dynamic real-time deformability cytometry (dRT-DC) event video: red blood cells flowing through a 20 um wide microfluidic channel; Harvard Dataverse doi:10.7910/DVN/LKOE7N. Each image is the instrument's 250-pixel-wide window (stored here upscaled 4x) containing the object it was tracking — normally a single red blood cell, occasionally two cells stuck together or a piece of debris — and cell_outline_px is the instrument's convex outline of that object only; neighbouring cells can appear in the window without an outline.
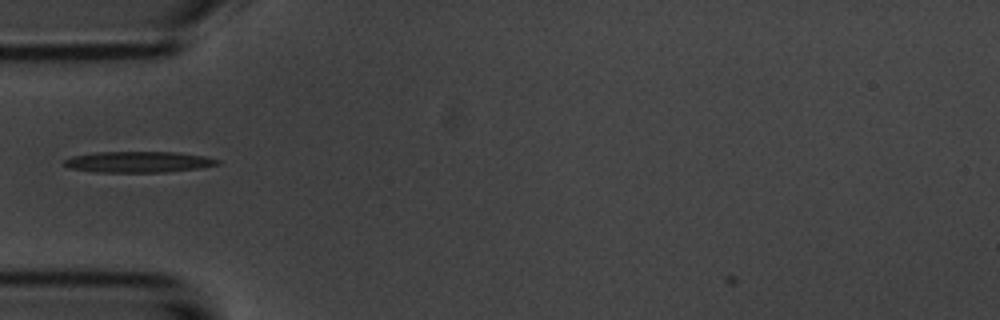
{"species": "common noctule bat (a hibernating species)", "species_latin": "Nyctalus noctula", "temperature_condition": "room temperature", "stored_images_in_passage": 39, "camera_frame_rate_fps": 3000, "um_per_image_px": 0.085, "animal": {"sex": "male", "body_mass_g": 20.1, "forearm_length_mm": 53.5}, "frame": {"image": 1, "passage_image": 3, "time_ms": 0.667, "image_size_px": [1000, 320], "cell_outline_px": [[220, 164], [200, 168], [168, 172], [96, 172], [68, 168], [64, 164], [64, 160], [72, 156], [96, 152], [176, 152], [204, 156], [220, 160]], "centroid_in_image_um": [11.77, 13.77], "position_along_channel_um": 73.2, "area_um2": 18.84}}
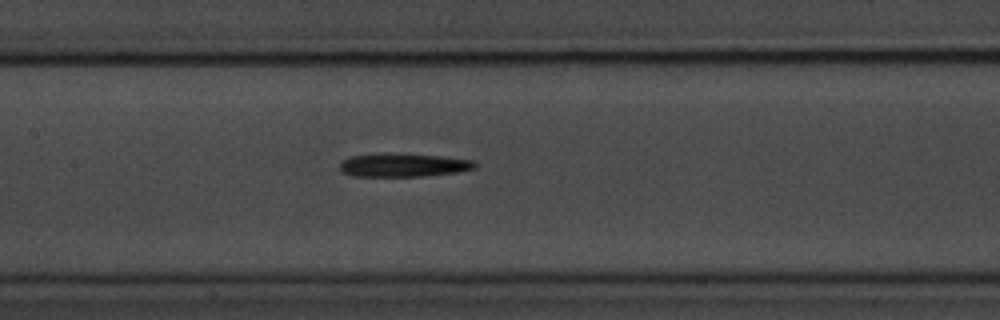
{"frame": {"image": 2, "passage_image": 11, "time_ms": 3.333, "image_size_px": [1000, 320], "cell_outline_px": [[476, 168], [456, 172], [424, 176], [352, 176], [340, 172], [340, 164], [344, 160], [352, 156], [444, 156], [472, 160], [476, 164]], "centroid_in_image_um": [34.32, 14.09], "position_along_channel_um": 173.1, "area_um2": 17.28}}
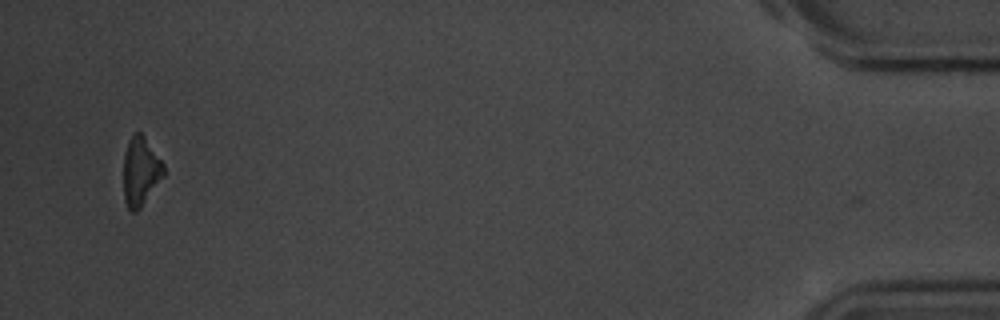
{"frame": {"image": 3, "passage_image": 38, "time_ms": 12.333, "image_size_px": [1000, 320], "cell_outline_px": [[164, 176], [140, 208], [136, 212], [132, 212], [128, 208], [124, 200], [124, 152], [128, 140], [136, 132], [140, 132], [144, 136], [164, 164]], "centroid_in_image_um": [11.94, 14.57], "position_along_channel_um": 423.3, "area_um2": 16.01}, "authors_computed_cell_mechanics": {"area_um2": 17.9758, "velocity_mm_per_s": 3.7037, "shape_relaxation_time_tau1_ms": 3.091, "shape_relaxation_time_tau2_ms": null, "deformation_change_tau1": 0.1174, "deformation_change_tau2": null}}